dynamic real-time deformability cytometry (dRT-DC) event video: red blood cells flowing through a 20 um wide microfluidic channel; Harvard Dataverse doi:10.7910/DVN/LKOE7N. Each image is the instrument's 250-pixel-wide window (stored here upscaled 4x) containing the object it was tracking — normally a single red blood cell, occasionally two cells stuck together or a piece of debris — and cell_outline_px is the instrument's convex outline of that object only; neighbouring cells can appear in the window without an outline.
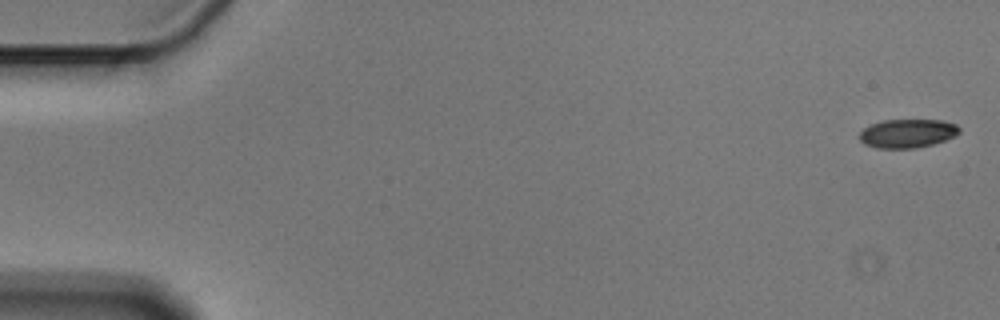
{"species": "Egyptian fruit bat (a non-hibernating species)", "species_latin": "Rousettus aegyptiacus", "temperature_condition": "cold", "stored_images_in_passage": 5, "camera_frame_rate_fps": 3000, "um_per_image_px": 0.085, "animal": {"sex": "male"}, "frame": {"image": 1, "passage_image": 1, "time_ms": 0.0, "image_size_px": [1000, 320], "cell_outline_px": [[960, 132], [956, 136], [932, 144], [916, 148], [876, 148], [864, 144], [860, 140], [860, 132], [864, 128], [872, 124], [884, 120], [944, 120], [956, 124], [960, 128]], "centroid_in_image_um": [77.15, 11.34], "position_along_channel_um": 7.8, "area_um2": 16.7}}
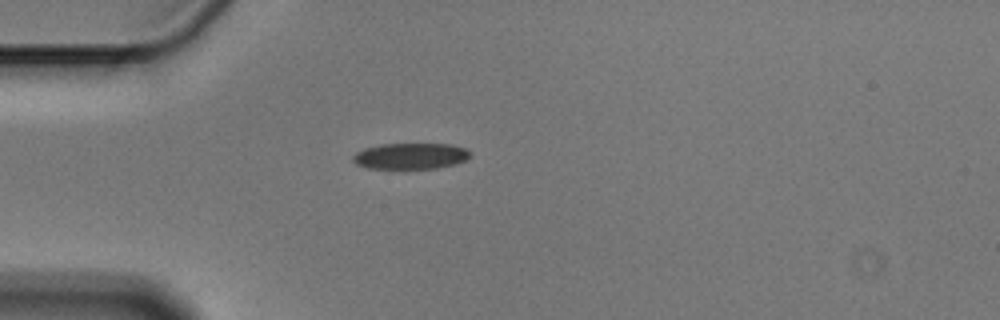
{"frame": {"image": 2, "passage_image": 5, "time_ms": 1.333, "image_size_px": [1000, 320], "cell_outline_px": [[472, 156], [456, 164], [436, 168], [368, 168], [356, 164], [352, 160], [352, 156], [356, 152], [364, 148], [380, 144], [452, 144], [464, 148]], "centroid_in_image_um": [34.87, 13.26], "position_along_channel_um": 50.1, "area_um2": 17.74}}